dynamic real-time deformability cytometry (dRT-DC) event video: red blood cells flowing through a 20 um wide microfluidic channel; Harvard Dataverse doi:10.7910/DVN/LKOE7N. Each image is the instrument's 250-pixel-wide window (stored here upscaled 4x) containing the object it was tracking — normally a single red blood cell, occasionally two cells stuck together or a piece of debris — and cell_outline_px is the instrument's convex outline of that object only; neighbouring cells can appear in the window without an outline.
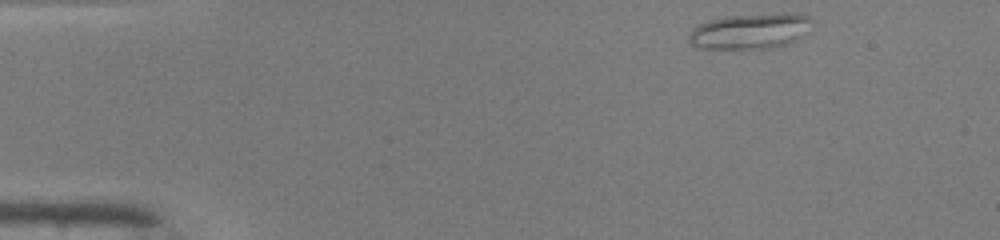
{"species": "common noctule bat (a hibernating species)", "species_latin": "Nyctalus noctula", "temperature_condition": "warm", "stored_images_in_passage": 44, "camera_frame_rate_fps": 3000, "um_per_image_px": 0.085, "animal": {"sex": "male", "body_mass_g": 19.0, "forearm_length_mm": 50.8}, "frame": {"image": 1, "passage_image": 1, "time_ms": 0.0, "image_size_px": [1000, 240], "cell_outline_px": [[816, 28], [812, 32], [796, 40], [784, 44], [768, 48], [700, 48], [692, 44], [688, 40], [688, 36], [692, 28], [708, 20], [724, 16], [784, 12], [796, 12], [808, 16], [816, 20]], "centroid_in_image_um": [63.91, 2.6], "position_along_channel_um": 21.1, "area_um2": 26.3}}
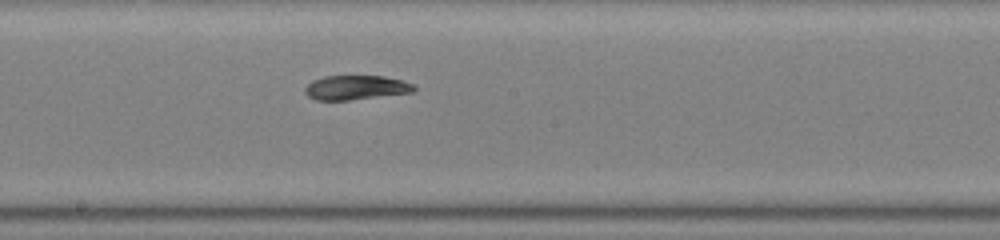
{"frame": {"image": 2, "passage_image": 22, "time_ms": 7.0, "image_size_px": [1000, 240], "cell_outline_px": [[416, 88], [412, 92], [348, 100], [316, 100], [308, 96], [304, 92], [304, 88], [312, 80], [324, 76], [384, 76], [400, 80], [412, 84]], "centroid_in_image_um": [30.19, 7.44], "position_along_channel_um": 218.0, "area_um2": 15.32}}
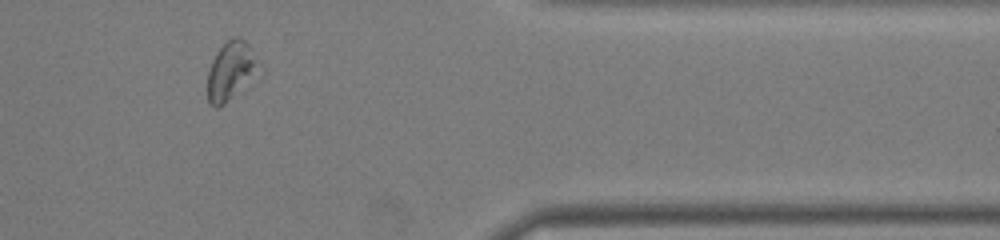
{"frame": {"image": 3, "passage_image": 36, "time_ms": 11.667, "image_size_px": [1000, 240], "cell_outline_px": [[252, 64], [248, 72], [228, 100], [224, 104], [216, 108], [208, 100], [208, 72], [212, 60], [216, 52], [232, 36], [240, 36], [248, 44], [252, 60]], "centroid_in_image_um": [19.39, 5.96], "position_along_channel_um": 392.0, "area_um2": 14.97}, "authors_computed_cell_mechanics": {"area_um2": 16.762, "velocity_mm_per_s": 4.1297, "shape_relaxation_time_tau1_ms": 5.215, "shape_relaxation_time_tau2_ms": 3.1934, "deformation_change_tau1": 0.2041, "deformation_change_tau2": 0.1109}}